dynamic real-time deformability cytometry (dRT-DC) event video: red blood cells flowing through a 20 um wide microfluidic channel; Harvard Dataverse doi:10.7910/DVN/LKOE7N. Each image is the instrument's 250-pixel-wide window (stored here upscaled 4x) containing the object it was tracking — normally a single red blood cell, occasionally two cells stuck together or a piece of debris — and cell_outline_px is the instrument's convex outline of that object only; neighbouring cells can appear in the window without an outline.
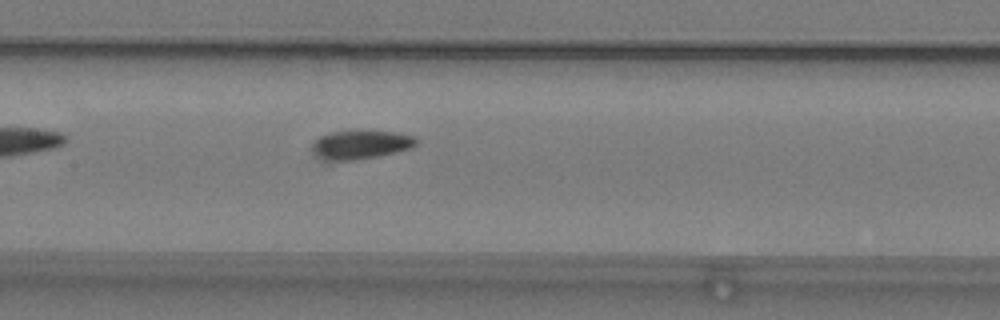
{"species": "common noctule bat (a hibernating species)", "species_latin": "Nyctalus noctula", "temperature_condition": "warm", "stored_images_in_passage": 37, "camera_frame_rate_fps": 3000, "um_per_image_px": 0.085, "animal": {"sex": "male", "body_mass_g": 19.2, "forearm_length_mm": 51.8}, "frame": {"image": 1, "passage_image": 9, "time_ms": 2.667, "image_size_px": [1000, 320], "cell_outline_px": [[416, 144], [408, 148], [376, 156], [352, 160], [332, 160], [320, 156], [312, 148], [312, 144], [320, 136], [328, 132], [356, 128], [396, 132], [416, 136]], "centroid_in_image_um": [30.66, 12.22], "position_along_channel_um": 176.7, "area_um2": 17.51}}
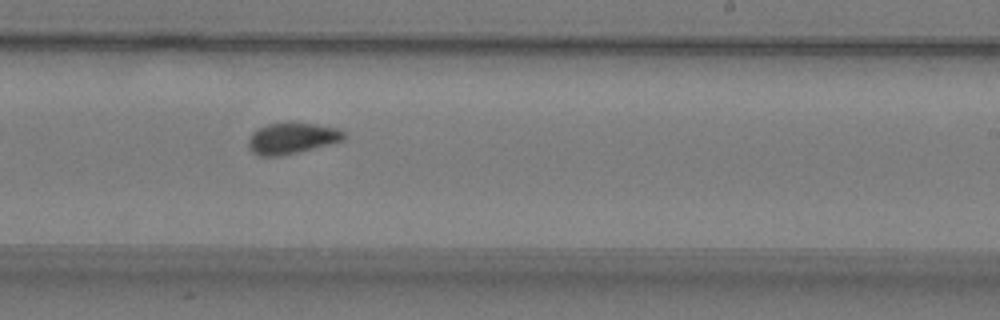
{"frame": {"image": 2, "passage_image": 16, "time_ms": 5.0, "image_size_px": [1000, 320], "cell_outline_px": [[344, 136], [340, 140], [328, 144], [296, 152], [276, 156], [260, 156], [252, 152], [248, 148], [248, 136], [252, 132], [264, 124], [288, 120], [316, 124], [336, 128], [344, 132]], "centroid_in_image_um": [24.71, 11.7], "position_along_channel_um": 264.3, "area_um2": 17.51}}
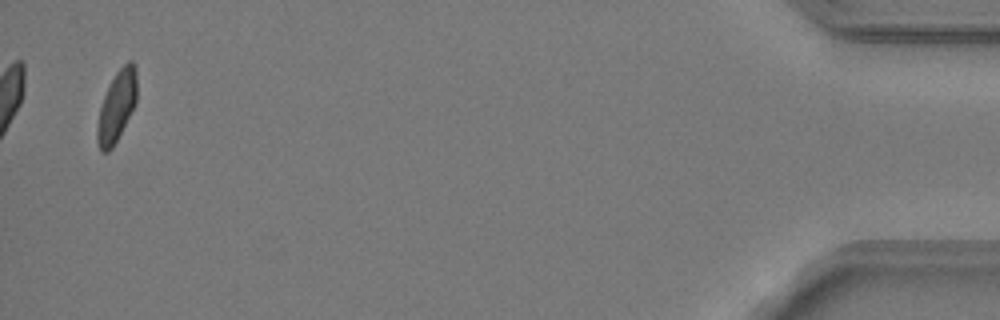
{"frame": {"image": 3, "passage_image": 36, "time_ms": 11.667, "image_size_px": [1000, 320], "cell_outline_px": [[136, 100], [112, 148], [108, 152], [100, 152], [96, 140], [96, 128], [100, 108], [104, 96], [116, 72], [128, 60], [132, 60], [136, 64]], "centroid_in_image_um": [9.9, 9.02], "position_along_channel_um": 425.3, "area_um2": 15.95}, "authors_computed_cell_mechanics": {"area_um2": 16.7042, "velocity_mm_per_s": 3.7777, "shape_relaxation_time_tau1_ms": 10.3115, "shape_relaxation_time_tau2_ms": 2.3304, "deformation_change_tau1": 0.1674, "deformation_change_tau2": 0.0491}}